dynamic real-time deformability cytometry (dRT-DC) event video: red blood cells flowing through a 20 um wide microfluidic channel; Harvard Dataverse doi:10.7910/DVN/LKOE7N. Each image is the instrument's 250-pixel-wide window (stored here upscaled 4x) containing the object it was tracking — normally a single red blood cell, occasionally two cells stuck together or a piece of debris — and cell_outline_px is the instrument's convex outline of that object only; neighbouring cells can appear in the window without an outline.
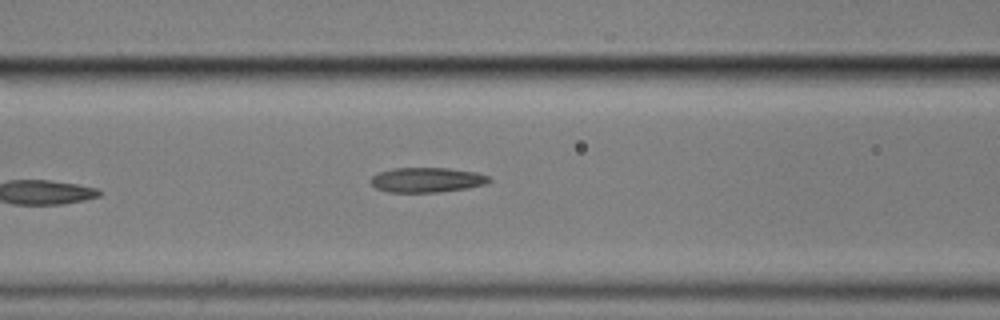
{"species": "common noctule bat (a hibernating species)", "species_latin": "Nyctalus noctula", "temperature_condition": "cold", "stored_images_in_passage": 6, "camera_frame_rate_fps": 3000, "um_per_image_px": 0.085, "animal": {"sex": "male", "body_mass_g": 17.9}, "frame": {"image": 1, "passage_image": 6, "time_ms": 6.0, "image_size_px": [1000, 320], "cell_outline_px": [[492, 180], [484, 184], [468, 188], [440, 192], [388, 192], [376, 188], [368, 180], [376, 172], [392, 168], [448, 168], [476, 172], [488, 176]], "centroid_in_image_um": [36.24, 15.29], "position_along_channel_um": 130.4, "area_um2": 17.28}}